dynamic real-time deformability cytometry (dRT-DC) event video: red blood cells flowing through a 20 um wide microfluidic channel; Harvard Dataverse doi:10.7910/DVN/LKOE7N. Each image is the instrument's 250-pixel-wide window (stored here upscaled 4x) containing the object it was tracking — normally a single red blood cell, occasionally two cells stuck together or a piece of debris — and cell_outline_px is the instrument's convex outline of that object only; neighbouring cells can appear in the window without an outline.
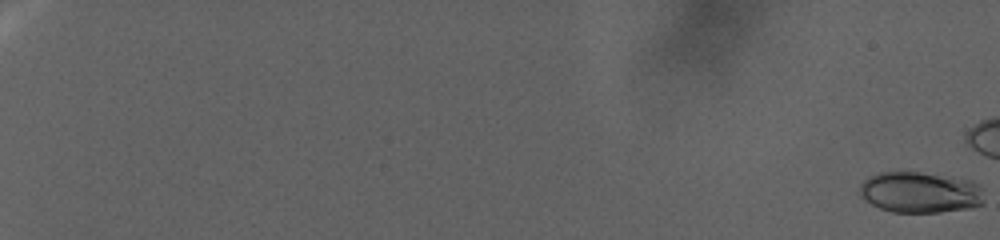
{"species": "human", "species_latin": "Homo sapiens", "temperature_condition": "warm", "stored_images_in_passage": 44, "camera_frame_rate_fps": 3000, "um_per_image_px": 0.085, "donor": {"sex": "female"}, "frame": {"image": 1, "passage_image": 1, "time_ms": 0.0, "image_size_px": [1000, 240], "cell_outline_px": [[984, 204], [972, 208], [940, 212], [892, 212], [880, 208], [864, 200], [860, 196], [860, 184], [868, 176], [876, 172], [920, 172], [972, 180], [980, 184], [984, 200]], "centroid_in_image_um": [78.22, 16.35], "position_along_channel_um": 6.8, "area_um2": 30.11}}
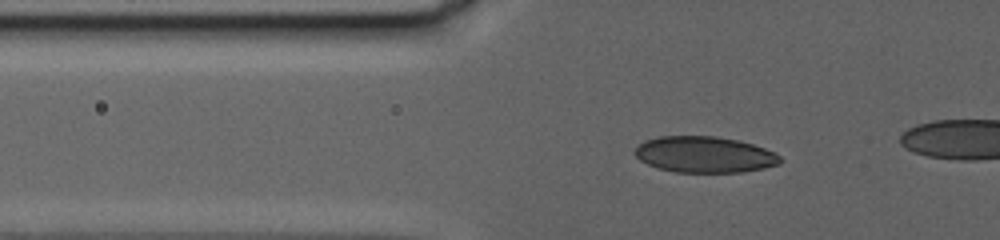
{"frame": {"image": 2, "passage_image": 40, "time_ms": 13.0, "image_size_px": [1000, 240], "cell_outline_px": [[784, 160], [780, 164], [764, 168], [744, 172], [676, 172], [656, 168], [640, 160], [632, 152], [644, 140], [660, 136], [716, 136], [736, 140], [752, 144], [776, 152]], "centroid_in_image_um": [59.9, 13.14], "position_along_channel_um": 65.9, "area_um2": 30.81}}